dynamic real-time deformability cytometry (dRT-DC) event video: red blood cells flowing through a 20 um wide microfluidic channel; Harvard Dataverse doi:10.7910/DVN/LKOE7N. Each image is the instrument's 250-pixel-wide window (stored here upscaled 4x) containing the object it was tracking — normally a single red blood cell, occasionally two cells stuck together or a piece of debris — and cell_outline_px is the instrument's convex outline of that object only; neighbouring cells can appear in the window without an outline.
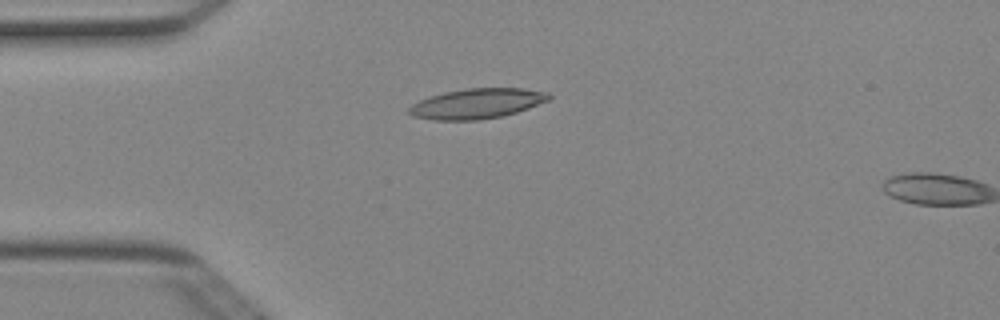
{"species": "Egyptian fruit bat (a non-hibernating species)", "species_latin": "Rousettus aegyptiacus", "temperature_condition": "cold", "stored_images_in_passage": 4, "segment_of_instrument_passage": [1, 2], "camera_frame_rate_fps": 3000, "um_per_image_px": 0.085, "animal": {"sex": "female"}, "frame": {"image": 1, "passage_image": 3, "time_ms": 0.667, "image_size_px": [1000, 320], "cell_outline_px": [[552, 100], [516, 112], [500, 116], [480, 120], [432, 120], [412, 116], [408, 112], [408, 108], [412, 104], [420, 100], [444, 92], [468, 88], [524, 88], [548, 92], [552, 96]], "centroid_in_image_um": [40.57, 8.8], "position_along_channel_um": 44.4, "area_um2": 24.62}}